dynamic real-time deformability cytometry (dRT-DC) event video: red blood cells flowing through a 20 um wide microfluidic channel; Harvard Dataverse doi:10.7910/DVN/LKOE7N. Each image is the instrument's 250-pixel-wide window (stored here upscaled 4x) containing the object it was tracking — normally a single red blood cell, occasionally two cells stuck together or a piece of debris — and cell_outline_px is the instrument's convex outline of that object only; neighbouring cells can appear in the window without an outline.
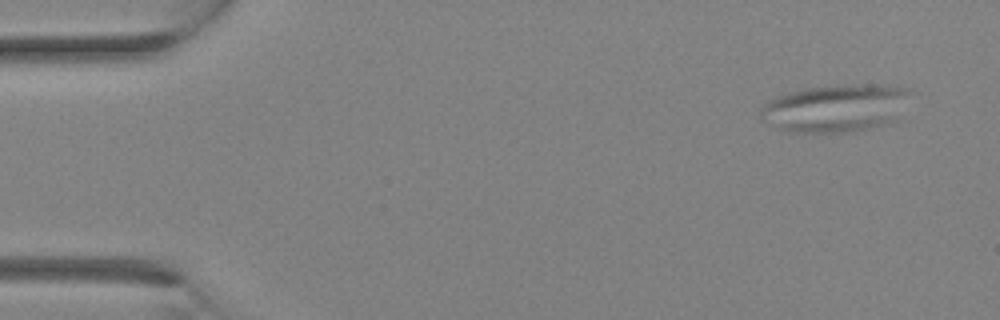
{"species": "Egyptian fruit bat (a non-hibernating species)", "species_latin": "Rousettus aegyptiacus", "temperature_condition": "room temperature", "stored_images_in_passage": 4, "camera_frame_rate_fps": 3000, "um_per_image_px": 0.085, "animal": {"sex": "female"}, "frame": {"image": 1, "passage_image": 4, "time_ms": 3.667, "image_size_px": [1000, 320], "cell_outline_px": [[912, 92], [896, 120], [872, 128], [856, 132], [792, 132], [780, 128], [760, 120], [760, 108], [768, 100], [776, 96], [788, 92], [804, 88], [832, 84], [888, 84], [912, 88]], "centroid_in_image_um": [71.06, 9.16], "position_along_channel_um": 13.9, "area_um2": 42.48}}